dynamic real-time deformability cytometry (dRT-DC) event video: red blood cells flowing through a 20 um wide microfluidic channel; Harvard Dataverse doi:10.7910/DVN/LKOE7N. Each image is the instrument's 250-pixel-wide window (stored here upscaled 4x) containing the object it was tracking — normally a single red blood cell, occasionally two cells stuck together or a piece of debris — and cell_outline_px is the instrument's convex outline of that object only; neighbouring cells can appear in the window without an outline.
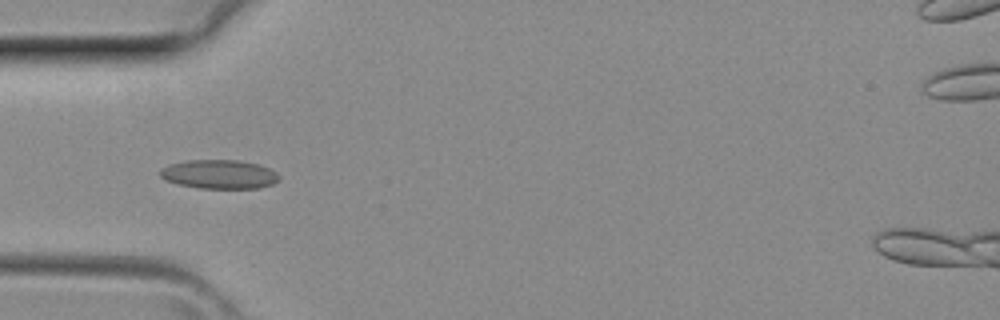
{"species": "common noctule bat (a hibernating species)", "species_latin": "Nyctalus noctula", "temperature_condition": "room temperature", "stored_images_in_passage": 14, "camera_frame_rate_fps": 3000, "um_per_image_px": 0.085, "animal": {"sex": "female", "body_mass_g": 29.2, "forearm_length_mm": 56.3}, "frame": {"image": 1, "passage_image": 7, "time_ms": 2.0, "image_size_px": [1000, 320], "cell_outline_px": [[280, 180], [272, 184], [260, 188], [200, 188], [176, 184], [164, 180], [160, 176], [160, 168], [168, 164], [188, 160], [240, 160], [256, 164], [268, 168], [276, 172], [280, 176]], "centroid_in_image_um": [18.61, 14.81], "position_along_channel_um": 66.4, "area_um2": 20.23}}
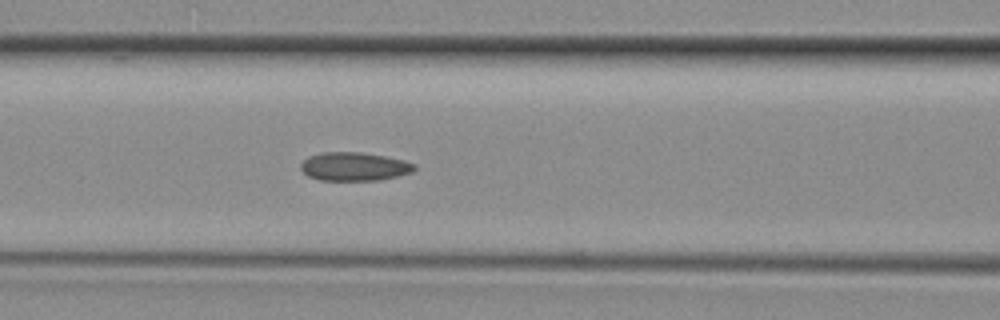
{"frame": {"image": 2, "passage_image": 11, "time_ms": 3.333, "image_size_px": [1000, 320], "cell_outline_px": [[416, 168], [412, 172], [380, 180], [320, 180], [308, 176], [300, 168], [300, 164], [308, 156], [320, 152], [360, 152], [384, 156], [404, 160], [416, 164]], "centroid_in_image_um": [30.1, 14.15], "position_along_channel_um": 136.5, "area_um2": 18.9}}
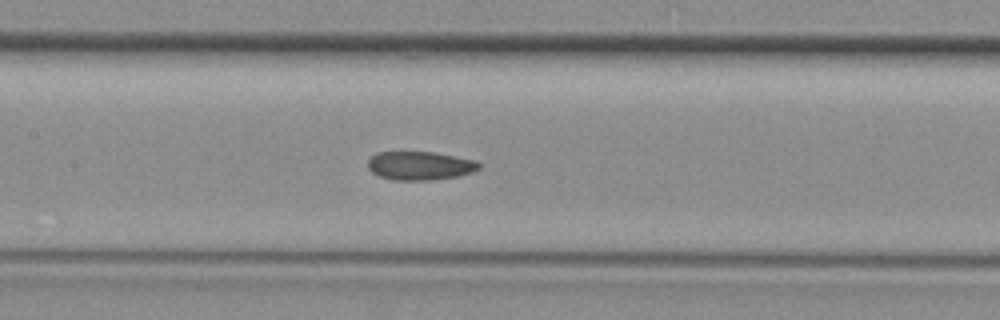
{"frame": {"image": 3, "passage_image": 13, "time_ms": 4.0, "image_size_px": [1000, 320], "cell_outline_px": [[480, 168], [472, 172], [460, 176], [428, 180], [392, 180], [380, 176], [372, 172], [368, 168], [368, 160], [372, 156], [380, 152], [432, 152], [476, 160], [480, 164]], "centroid_in_image_um": [35.7, 14.09], "position_along_channel_um": 171.7, "area_um2": 18.44}}